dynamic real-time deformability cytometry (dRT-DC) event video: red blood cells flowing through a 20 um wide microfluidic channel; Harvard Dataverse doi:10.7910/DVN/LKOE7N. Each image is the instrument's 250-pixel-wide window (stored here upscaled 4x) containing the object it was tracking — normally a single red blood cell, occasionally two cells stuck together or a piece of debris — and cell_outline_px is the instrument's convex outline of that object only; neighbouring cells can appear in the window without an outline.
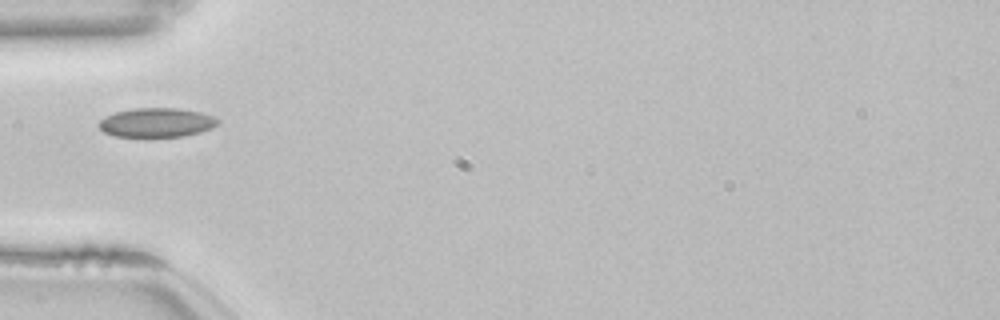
{"species": "common noctule bat (a hibernating species)", "species_latin": "Nyctalus noctula", "temperature_condition": "room temperature", "stored_images_in_passage": 37, "camera_frame_rate_fps": 3000, "um_per_image_px": 0.085, "animal": {"sex": "female", "body_mass_g": 22.7, "forearm_length_mm": 54.2}, "frame": {"image": 1, "passage_image": 1, "time_ms": 0.0, "image_size_px": [1000, 320], "cell_outline_px": [[220, 124], [212, 128], [200, 132], [184, 136], [112, 136], [104, 132], [96, 124], [104, 116], [116, 112], [132, 108], [176, 108], [200, 112], [216, 116], [220, 120]], "centroid_in_image_um": [13.33, 10.41], "position_along_channel_um": 71.7, "area_um2": 20.4}}
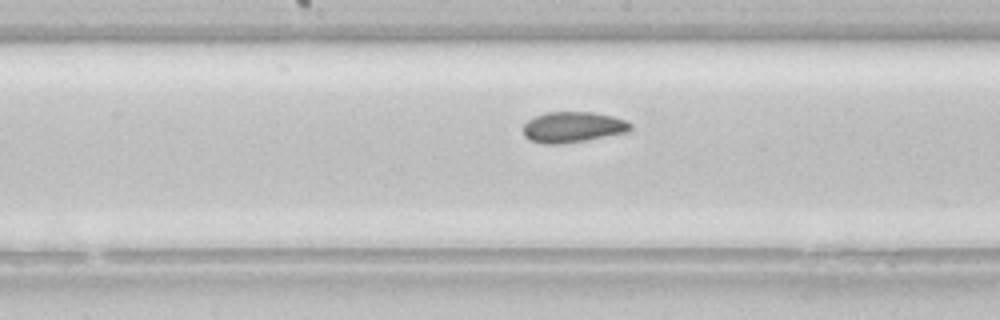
{"frame": {"image": 2, "passage_image": 11, "time_ms": 3.333, "image_size_px": [1000, 320], "cell_outline_px": [[632, 128], [628, 132], [584, 140], [560, 144], [544, 144], [528, 140], [524, 136], [524, 124], [528, 120], [536, 116], [548, 112], [592, 112], [612, 116], [624, 120], [632, 124]], "centroid_in_image_um": [48.68, 10.81], "position_along_channel_um": 199.5, "area_um2": 19.07}}
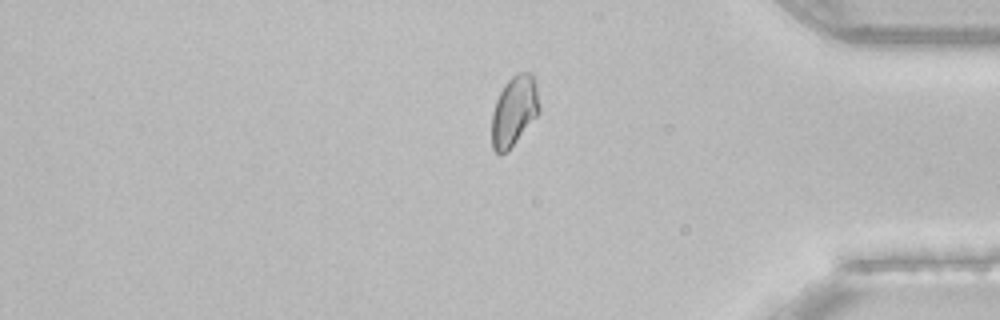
{"frame": {"image": 3, "passage_image": 28, "time_ms": 9.0, "image_size_px": [1000, 320], "cell_outline_px": [[540, 112], [516, 140], [500, 156], [492, 148], [492, 112], [496, 100], [504, 84], [512, 76], [520, 72], [528, 72], [532, 76], [536, 88], [540, 104]], "centroid_in_image_um": [43.69, 9.41], "position_along_channel_um": 391.5, "area_um2": 19.02}, "authors_computed_cell_mechanics": {"area_um2": 19.074, "velocity_mm_per_s": 3.825, "shape_relaxation_time_tau1_ms": null, "shape_relaxation_time_tau2_ms": 1.2388, "deformation_change_tau1": null, "deformation_change_tau2": 0.0367}}